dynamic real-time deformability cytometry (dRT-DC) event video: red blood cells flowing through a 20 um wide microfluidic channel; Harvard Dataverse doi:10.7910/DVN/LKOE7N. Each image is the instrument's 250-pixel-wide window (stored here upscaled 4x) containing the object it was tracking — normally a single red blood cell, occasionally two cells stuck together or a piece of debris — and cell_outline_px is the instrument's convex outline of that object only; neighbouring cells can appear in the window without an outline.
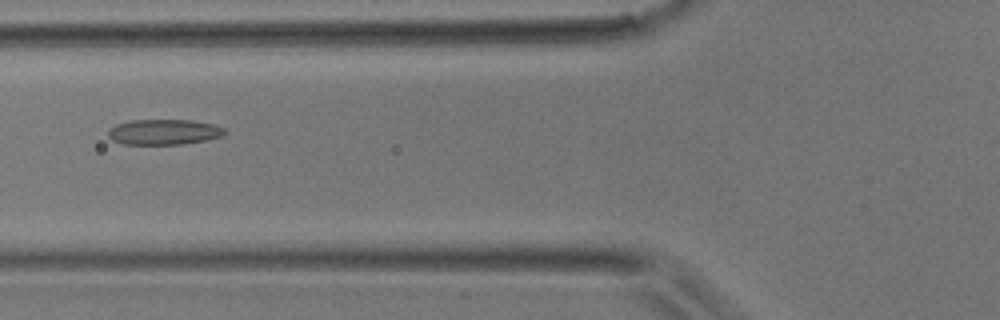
{"species": "common noctule bat (a hibernating species)", "species_latin": "Nyctalus noctula", "temperature_condition": "room temperature", "stored_images_in_passage": 5, "camera_frame_rate_fps": 3000, "um_per_image_px": 0.085, "animal": {"sex": "male", "body_mass_g": 17.9}, "frame": {"image": 1, "passage_image": 5, "time_ms": 1.333, "image_size_px": [1000, 320], "cell_outline_px": [[228, 132], [220, 136], [208, 140], [180, 144], [124, 144], [112, 140], [108, 136], [108, 132], [116, 124], [128, 120], [192, 120], [212, 124], [224, 128]], "centroid_in_image_um": [13.94, 11.21], "position_along_channel_um": 111.9, "area_um2": 17.22}}